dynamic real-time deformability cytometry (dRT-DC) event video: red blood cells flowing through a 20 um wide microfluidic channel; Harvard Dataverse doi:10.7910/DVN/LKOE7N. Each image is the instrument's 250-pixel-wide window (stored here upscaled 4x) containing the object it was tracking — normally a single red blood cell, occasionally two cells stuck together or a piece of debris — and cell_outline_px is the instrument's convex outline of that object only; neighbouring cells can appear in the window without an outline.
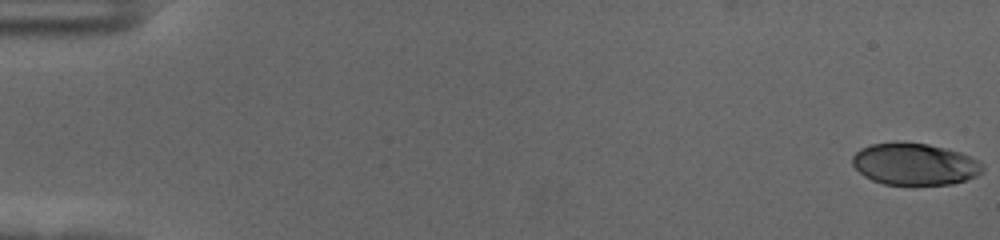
{"species": "human", "species_latin": "Homo sapiens", "temperature_condition": "cold", "stored_images_in_passage": 58, "camera_frame_rate_fps": 3000, "um_per_image_px": 0.085, "donor": {"sex": "female"}, "frame": {"image": 1, "passage_image": 1, "time_ms": 0.0, "image_size_px": [1000, 240], "cell_outline_px": [[984, 168], [976, 176], [952, 184], [912, 188], [884, 184], [872, 180], [864, 176], [852, 164], [852, 156], [860, 148], [872, 144], [896, 140], [928, 144], [960, 152], [984, 164]], "centroid_in_image_um": [77.71, 13.98], "position_along_channel_um": 7.3, "area_um2": 32.83}}
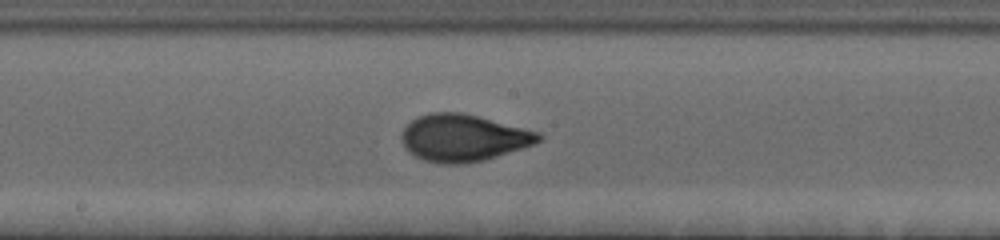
{"frame": {"image": 2, "passage_image": 32, "time_ms": 10.333, "image_size_px": [1000, 240], "cell_outline_px": [[544, 136], [536, 144], [524, 148], [484, 160], [464, 164], [436, 164], [424, 160], [416, 156], [404, 148], [400, 136], [404, 128], [416, 116], [432, 112], [464, 112], [480, 116], [540, 132]], "centroid_in_image_um": [39.39, 11.71], "position_along_channel_um": 208.8, "area_um2": 38.03}}
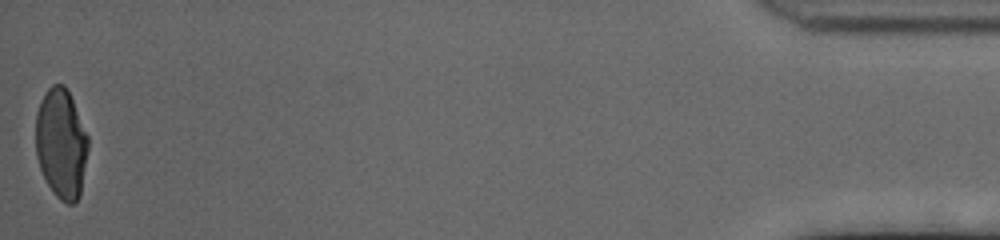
{"frame": {"image": 3, "passage_image": 58, "time_ms": 19.0, "image_size_px": [1000, 240], "cell_outline_px": [[88, 148], [80, 196], [72, 204], [68, 204], [60, 200], [52, 192], [40, 168], [36, 156], [36, 112], [40, 100], [44, 92], [52, 84], [64, 84], [68, 88], [88, 136]], "centroid_in_image_um": [5.2, 12.17], "position_along_channel_um": 430.0, "area_um2": 33.81}, "authors_computed_cell_mechanics": {"area_um2": 34.9979, "velocity_mm_per_s": 3.5673, "shape_relaxation_time_tau1_ms": 4.5178, "shape_relaxation_time_tau2_ms": null, "deformation_change_tau1": 0.2023, "deformation_change_tau2": null}}